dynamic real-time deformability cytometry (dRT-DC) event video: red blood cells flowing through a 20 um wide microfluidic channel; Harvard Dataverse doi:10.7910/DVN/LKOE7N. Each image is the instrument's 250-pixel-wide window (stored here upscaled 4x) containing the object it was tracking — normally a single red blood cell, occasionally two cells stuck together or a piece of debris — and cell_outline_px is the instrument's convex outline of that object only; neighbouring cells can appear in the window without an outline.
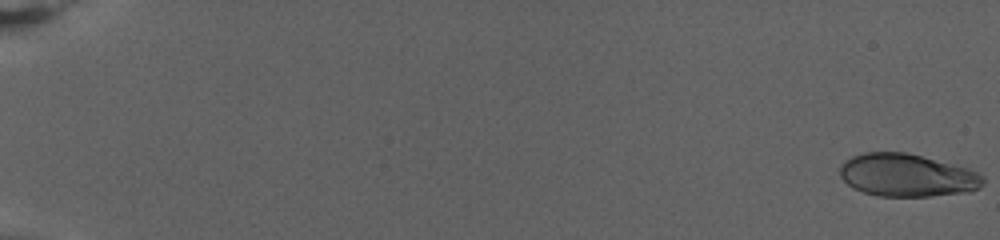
{"species": "human", "species_latin": "Homo sapiens", "temperature_condition": "warm", "stored_images_in_passage": 77, "camera_frame_rate_fps": 3000, "um_per_image_px": 0.085, "donor": {"sex": "female"}, "frame": {"image": 1, "passage_image": 1, "time_ms": 0.0, "image_size_px": [1000, 240], "cell_outline_px": [[984, 184], [980, 188], [968, 192], [928, 196], [876, 196], [852, 188], [840, 176], [840, 168], [852, 156], [864, 152], [904, 152], [968, 168], [984, 176]], "centroid_in_image_um": [77.11, 14.91], "position_along_channel_um": 7.9, "area_um2": 35.43}}
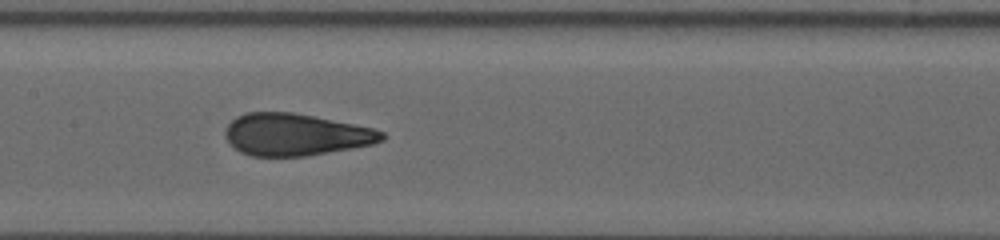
{"frame": {"image": 2, "passage_image": 42, "time_ms": 13.667, "image_size_px": [1000, 240], "cell_outline_px": [[388, 136], [384, 140], [372, 144], [352, 148], [304, 156], [252, 156], [240, 152], [224, 136], [224, 132], [228, 124], [236, 116], [244, 112], [292, 112], [372, 128], [384, 132]], "centroid_in_image_um": [25.11, 11.44], "position_along_channel_um": 182.3, "area_um2": 38.15}}
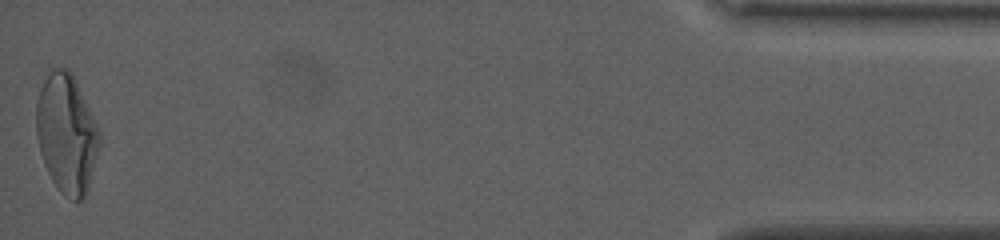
{"frame": {"image": 3, "passage_image": 77, "time_ms": 25.333, "image_size_px": [1000, 240], "cell_outline_px": [[100, 144], [88, 192], [84, 200], [72, 200], [64, 196], [60, 192], [52, 180], [44, 164], [40, 152], [36, 136], [36, 100], [40, 88], [44, 80], [56, 68], [68, 68], [72, 72], [100, 132]], "centroid_in_image_um": [5.66, 11.4], "position_along_channel_um": 429.5, "area_um2": 43.93}, "authors_computed_cell_mechanics": {"area_um2": 38.0324, "velocity_mm_per_s": 2.8063, "shape_relaxation_time_tau1_ms": 10.1135, "shape_relaxation_time_tau2_ms": null, "deformation_change_tau1": 0.2872, "deformation_change_tau2": null}}